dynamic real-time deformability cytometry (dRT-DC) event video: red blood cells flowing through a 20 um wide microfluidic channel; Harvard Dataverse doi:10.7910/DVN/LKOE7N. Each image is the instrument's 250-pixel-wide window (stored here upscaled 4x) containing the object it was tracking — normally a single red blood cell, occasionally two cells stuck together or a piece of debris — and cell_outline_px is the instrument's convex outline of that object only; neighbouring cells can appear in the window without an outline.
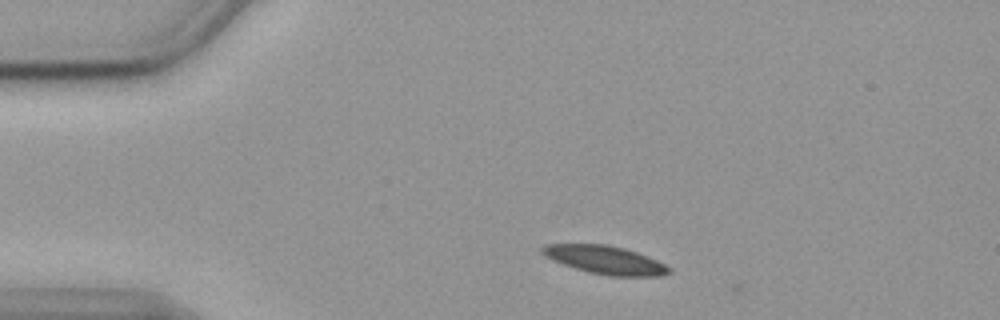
{"species": "common noctule bat (a hibernating species)", "species_latin": "Nyctalus noctula", "temperature_condition": "cold", "stored_images_in_passage": 2, "camera_frame_rate_fps": 3000, "um_per_image_px": 0.085, "animal": {"sex": "female", "body_mass_g": 19.9}, "frame": {"image": 1, "passage_image": 1, "time_ms": 0.0, "image_size_px": [1000, 320], "cell_outline_px": [[672, 272], [660, 276], [608, 276], [588, 272], [552, 260], [544, 256], [540, 252], [540, 248], [544, 244], [608, 244], [624, 248], [648, 256], [672, 268]], "centroid_in_image_um": [51.43, 22.09], "position_along_channel_um": 33.6, "area_um2": 20.98}}